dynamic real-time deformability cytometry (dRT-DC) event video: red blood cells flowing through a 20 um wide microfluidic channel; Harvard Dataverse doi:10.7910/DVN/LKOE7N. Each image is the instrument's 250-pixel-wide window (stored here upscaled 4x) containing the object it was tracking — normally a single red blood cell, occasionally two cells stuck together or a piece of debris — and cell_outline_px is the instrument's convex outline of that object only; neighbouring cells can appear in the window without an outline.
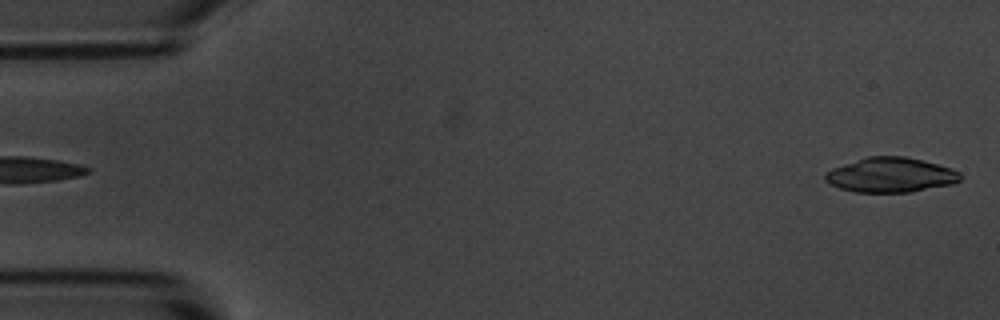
{"species": "common noctule bat (a hibernating species)", "species_latin": "Nyctalus noctula", "temperature_condition": "room temperature", "stored_images_in_passage": 6, "segment_of_instrument_passage": [2, 2], "camera_frame_rate_fps": 3000, "um_per_image_px": 0.085, "animal": {"sex": "male", "body_mass_g": 20.1, "forearm_length_mm": 53.5}, "frame": {"image": 1, "passage_image": 6, "time_ms": 5.667, "image_size_px": [1000, 320], "cell_outline_px": [[960, 180], [952, 184], [912, 192], [852, 192], [828, 184], [824, 180], [824, 172], [832, 168], [868, 156], [904, 156], [924, 160], [952, 168], [960, 172]], "centroid_in_image_um": [75.69, 14.87], "position_along_channel_um": 9.3, "area_um2": 27.57}}